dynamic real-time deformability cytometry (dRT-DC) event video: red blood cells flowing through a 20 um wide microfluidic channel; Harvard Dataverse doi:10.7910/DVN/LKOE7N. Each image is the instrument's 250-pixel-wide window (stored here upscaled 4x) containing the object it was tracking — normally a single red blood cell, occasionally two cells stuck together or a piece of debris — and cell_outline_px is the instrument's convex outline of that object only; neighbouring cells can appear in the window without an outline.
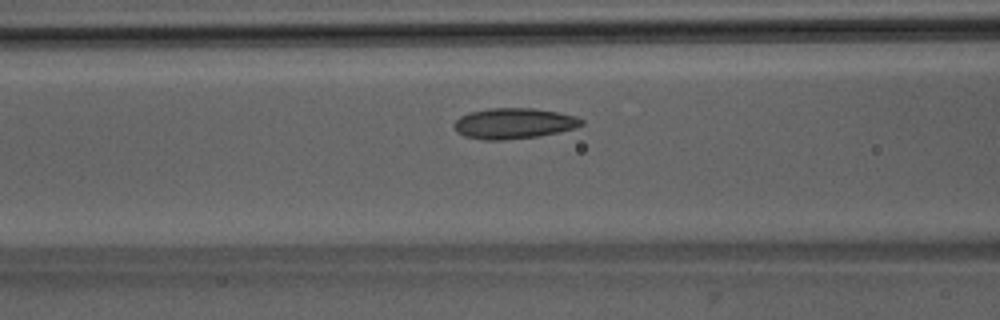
{"species": "Egyptian fruit bat (a non-hibernating species)", "species_latin": "Rousettus aegyptiacus", "temperature_condition": "room temperature", "stored_images_in_passage": 35, "camera_frame_rate_fps": 3000, "um_per_image_px": 0.085, "animal": {"sex": "male"}, "frame": {"image": 1, "passage_image": 8, "time_ms": 2.333, "image_size_px": [1000, 320], "cell_outline_px": [[584, 124], [576, 128], [536, 136], [504, 140], [484, 140], [464, 136], [456, 132], [452, 124], [460, 116], [468, 112], [488, 108], [532, 108], [560, 112], [576, 116], [584, 120]], "centroid_in_image_um": [43.65, 10.48], "position_along_channel_um": 123.0, "area_um2": 22.95}}
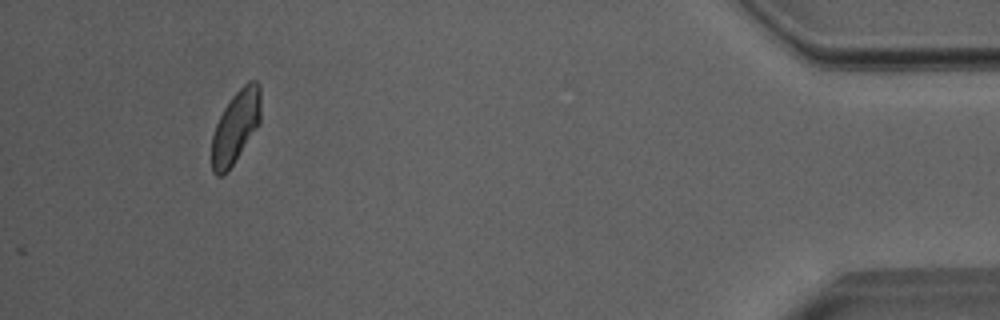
{"frame": {"image": 2, "passage_image": 35, "time_ms": 11.333, "image_size_px": [1000, 320], "cell_outline_px": [[260, 124], [228, 172], [224, 176], [216, 176], [212, 172], [212, 136], [216, 124], [224, 108], [232, 96], [248, 80], [256, 80], [260, 84]], "centroid_in_image_um": [20.04, 10.8], "position_along_channel_um": 415.2, "area_um2": 20.92}, "authors_computed_cell_mechanics": {"area_um2": 21.3282, "velocity_mm_per_s": 3.9729, "shape_relaxation_time_tau1_ms": 4.6565, "shape_relaxation_time_tau2_ms": 2.6784, "deformation_change_tau1": 0.1055, "deformation_change_tau2": 0.067}}